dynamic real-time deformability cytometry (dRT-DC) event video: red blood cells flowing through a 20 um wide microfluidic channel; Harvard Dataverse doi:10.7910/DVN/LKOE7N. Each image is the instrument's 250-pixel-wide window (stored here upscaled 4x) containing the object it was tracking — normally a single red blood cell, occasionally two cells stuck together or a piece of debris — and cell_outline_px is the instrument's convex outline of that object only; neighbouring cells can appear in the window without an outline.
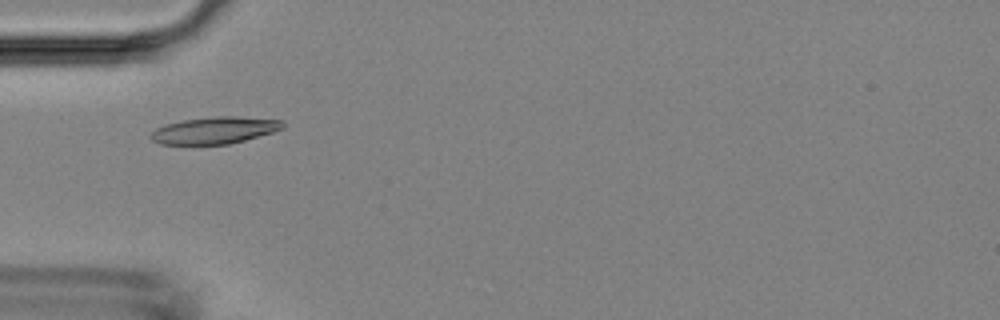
{"species": "Egyptian fruit bat (a non-hibernating species)", "species_latin": "Rousettus aegyptiacus", "temperature_condition": "room temperature", "stored_images_in_passage": 3, "camera_frame_rate_fps": 3000, "um_per_image_px": 0.085, "animal": {"sex": "female"}, "frame": {"image": 1, "passage_image": 1, "time_ms": 0.0, "image_size_px": [1000, 320], "cell_outline_px": [[284, 128], [272, 132], [244, 140], [228, 144], [160, 144], [152, 140], [148, 136], [156, 128], [164, 124], [184, 120], [216, 116], [236, 116], [284, 120]], "centroid_in_image_um": [18.23, 11.07], "position_along_channel_um": 66.8, "area_um2": 20.63}}